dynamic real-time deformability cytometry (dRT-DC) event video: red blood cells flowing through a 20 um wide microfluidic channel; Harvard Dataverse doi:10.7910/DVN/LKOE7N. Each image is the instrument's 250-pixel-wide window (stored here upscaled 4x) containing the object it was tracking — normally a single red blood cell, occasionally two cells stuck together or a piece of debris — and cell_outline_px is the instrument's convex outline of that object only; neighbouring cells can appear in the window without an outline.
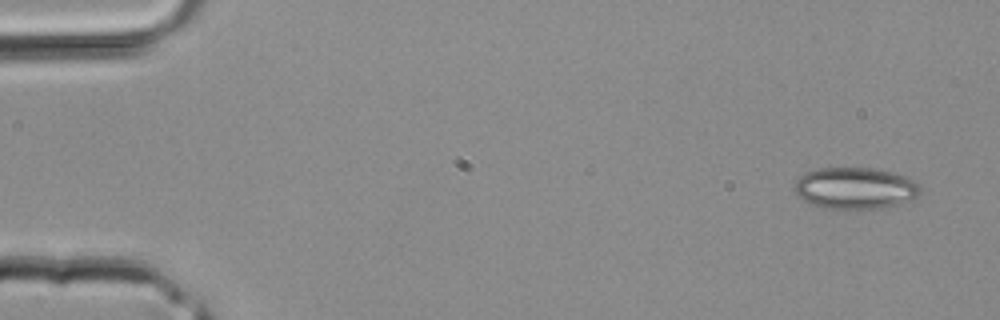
{"species": "common noctule bat (a hibernating species)", "species_latin": "Nyctalus noctula", "temperature_condition": "room temperature", "stored_images_in_passage": 4, "camera_frame_rate_fps": 3000, "um_per_image_px": 0.085, "animal": {"sex": "male", "body_mass_g": 20.4}, "frame": {"image": 1, "passage_image": 1, "time_ms": 0.0, "image_size_px": [1000, 320], "cell_outline_px": [[920, 196], [912, 200], [900, 204], [880, 208], [824, 208], [812, 204], [796, 196], [796, 180], [800, 176], [816, 168], [872, 168], [892, 172], [908, 176], [916, 180], [920, 184]], "centroid_in_image_um": [72.76, 15.99], "position_along_channel_um": 12.2, "area_um2": 30.63}}